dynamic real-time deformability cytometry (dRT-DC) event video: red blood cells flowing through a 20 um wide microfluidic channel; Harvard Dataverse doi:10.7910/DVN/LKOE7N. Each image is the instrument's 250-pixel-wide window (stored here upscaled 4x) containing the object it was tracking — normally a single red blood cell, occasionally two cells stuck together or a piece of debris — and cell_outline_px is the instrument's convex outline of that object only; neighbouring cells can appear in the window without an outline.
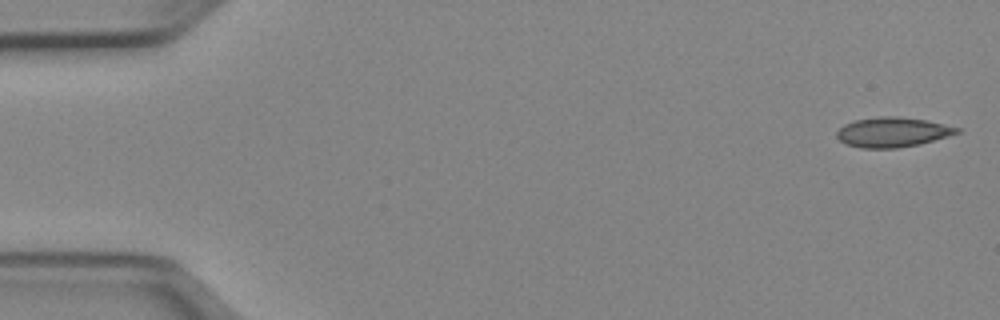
{"species": "Egyptian fruit bat (a non-hibernating species)", "species_latin": "Rousettus aegyptiacus", "temperature_condition": "cold", "stored_images_in_passage": 9, "camera_frame_rate_fps": 3000, "um_per_image_px": 0.085, "animal": {"sex": "female"}, "frame": {"image": 1, "passage_image": 1, "time_ms": 0.0, "image_size_px": [1000, 320], "cell_outline_px": [[960, 132], [948, 136], [920, 144], [896, 148], [860, 148], [844, 144], [836, 136], [836, 132], [844, 124], [856, 120], [880, 116], [896, 116], [924, 120], [944, 124], [960, 128]], "centroid_in_image_um": [75.84, 11.24], "position_along_channel_um": 9.2, "area_um2": 20.81}}